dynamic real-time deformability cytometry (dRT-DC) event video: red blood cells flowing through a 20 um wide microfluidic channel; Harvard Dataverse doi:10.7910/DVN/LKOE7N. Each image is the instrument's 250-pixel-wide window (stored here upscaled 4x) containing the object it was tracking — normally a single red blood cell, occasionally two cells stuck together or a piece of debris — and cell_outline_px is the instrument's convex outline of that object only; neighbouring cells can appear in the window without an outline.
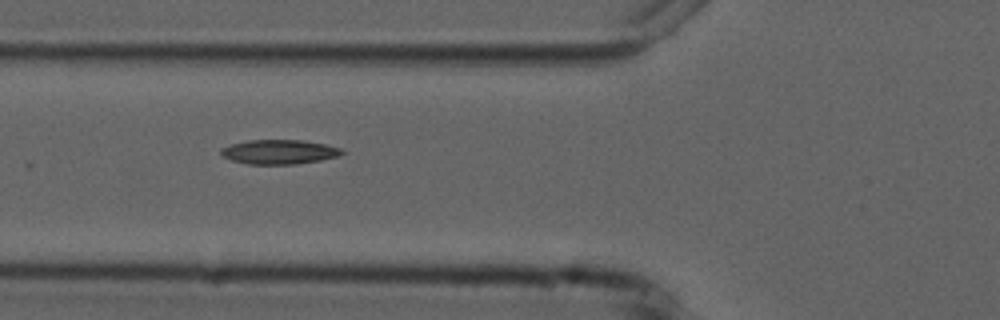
{"species": "common noctule bat (a hibernating species)", "species_latin": "Nyctalus noctula", "temperature_condition": "cold", "stored_images_in_passage": 10, "camera_frame_rate_fps": 3000, "um_per_image_px": 0.085, "animal": {"sex": "male", "forearm_length_mm": 52.5}, "frame": {"image": 1, "passage_image": 6, "time_ms": 5.667, "image_size_px": [1000, 320], "cell_outline_px": [[344, 152], [336, 156], [320, 160], [296, 164], [248, 164], [232, 160], [224, 156], [220, 152], [220, 148], [232, 144], [248, 140], [304, 140], [324, 144], [340, 148]], "centroid_in_image_um": [23.7, 12.9], "position_along_channel_um": 102.1, "area_um2": 16.99}}
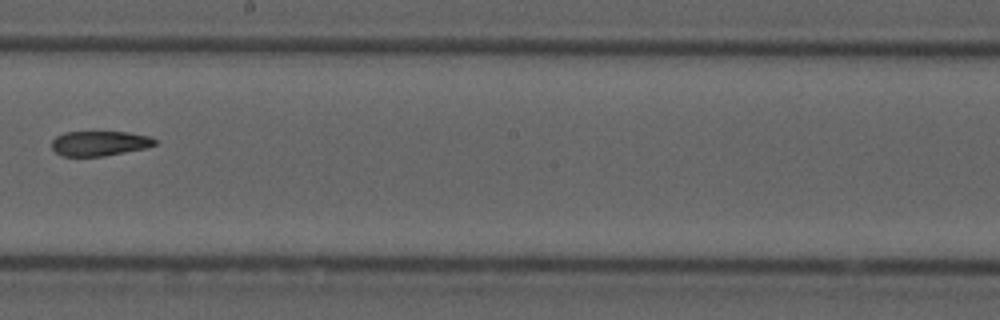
{"frame": {"image": 2, "passage_image": 9, "time_ms": 9.333, "image_size_px": [1000, 320], "cell_outline_px": [[160, 140], [156, 144], [148, 148], [104, 156], [60, 156], [52, 148], [52, 140], [56, 136], [64, 132], [128, 132], [148, 136]], "centroid_in_image_um": [8.5, 12.19], "position_along_channel_um": 239.7, "area_um2": 15.14}}
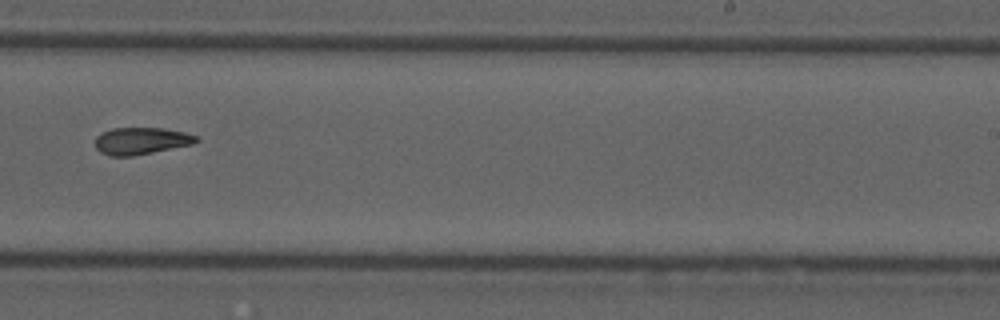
{"frame": {"image": 3, "passage_image": 10, "time_ms": 10.333, "image_size_px": [1000, 320], "cell_outline_px": [[200, 140], [192, 144], [132, 156], [112, 156], [100, 152], [96, 148], [96, 136], [100, 132], [112, 128], [164, 128], [184, 132], [196, 136]], "centroid_in_image_um": [11.97, 11.96], "position_along_channel_um": 277.0, "area_um2": 15.84}}